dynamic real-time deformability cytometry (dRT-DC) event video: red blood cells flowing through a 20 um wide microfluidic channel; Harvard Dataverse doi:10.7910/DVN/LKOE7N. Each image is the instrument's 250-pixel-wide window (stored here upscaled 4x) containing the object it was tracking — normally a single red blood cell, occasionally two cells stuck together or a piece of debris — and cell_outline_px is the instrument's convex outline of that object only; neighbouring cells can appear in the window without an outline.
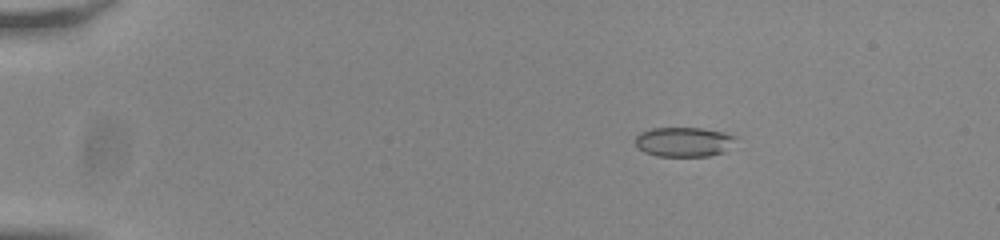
{"species": "common noctule bat (a hibernating species)", "species_latin": "Nyctalus noctula", "temperature_condition": "room temperature", "stored_images_in_passage": 44, "camera_frame_rate_fps": 3000, "um_per_image_px": 0.085, "animal": {"sex": "male", "body_mass_g": 20.0, "forearm_length_mm": 53.3}, "frame": {"image": 1, "passage_image": 1, "time_ms": 0.0, "image_size_px": [1000, 240], "cell_outline_px": [[740, 136], [724, 152], [708, 156], [656, 156], [644, 152], [636, 144], [636, 136], [640, 132], [652, 128], [700, 128], [724, 132]], "centroid_in_image_um": [58.16, 12.05], "position_along_channel_um": 26.8, "area_um2": 17.4}}
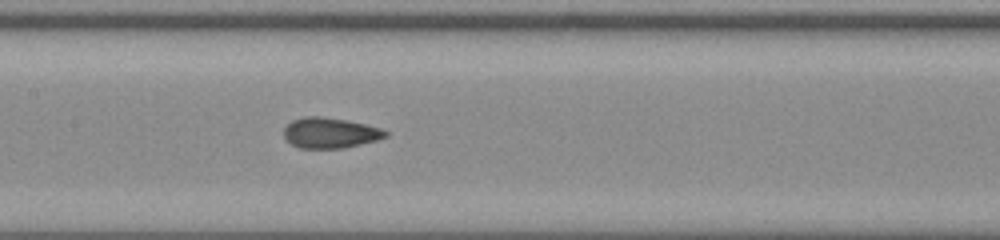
{"frame": {"image": 2, "passage_image": 20, "time_ms": 6.333, "image_size_px": [1000, 240], "cell_outline_px": [[388, 136], [376, 140], [344, 148], [300, 148], [292, 144], [284, 136], [284, 128], [292, 120], [304, 116], [320, 116], [348, 120], [380, 128], [388, 132]], "centroid_in_image_um": [28.05, 11.29], "position_along_channel_um": 179.3, "area_um2": 17.98}}
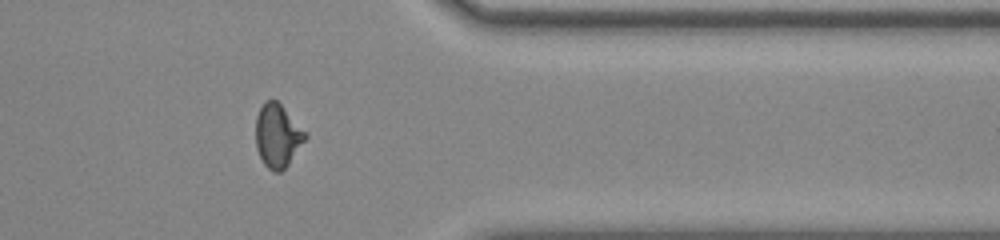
{"frame": {"image": 3, "passage_image": 37, "time_ms": 12.0, "image_size_px": [1000, 240], "cell_outline_px": [[308, 136], [288, 164], [280, 172], [272, 172], [264, 164], [256, 148], [256, 116], [264, 100], [276, 100], [308, 132]], "centroid_in_image_um": [23.6, 11.52], "position_along_channel_um": 387.8, "area_um2": 18.32}}